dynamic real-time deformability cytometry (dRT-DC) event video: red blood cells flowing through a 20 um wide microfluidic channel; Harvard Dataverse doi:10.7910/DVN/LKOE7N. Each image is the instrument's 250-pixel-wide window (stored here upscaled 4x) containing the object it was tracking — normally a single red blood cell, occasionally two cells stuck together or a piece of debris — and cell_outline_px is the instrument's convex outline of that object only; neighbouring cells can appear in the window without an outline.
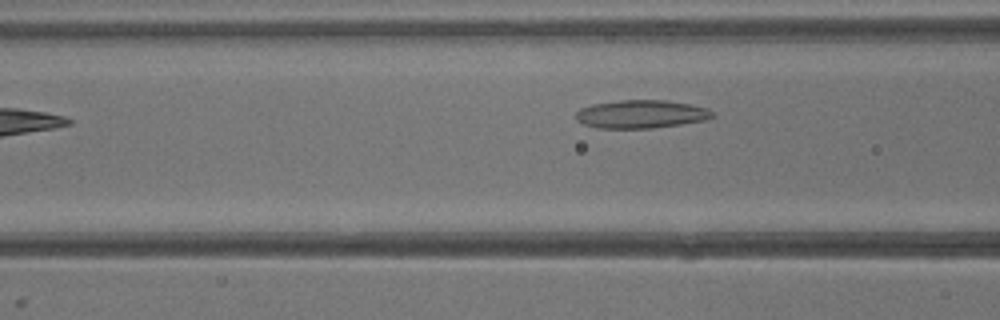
{"species": "common noctule bat (a hibernating species)", "species_latin": "Nyctalus noctula", "temperature_condition": "warm", "stored_images_in_passage": 3, "camera_frame_rate_fps": 3000, "um_per_image_px": 0.085, "animal": {"sex": "male", "body_mass_g": 13.3}, "frame": {"image": 1, "passage_image": 3, "time_ms": 3.0, "image_size_px": [1000, 320], "cell_outline_px": [[716, 116], [708, 120], [652, 128], [596, 128], [584, 124], [576, 120], [576, 112], [580, 108], [592, 104], [620, 100], [668, 100], [708, 108]], "centroid_in_image_um": [54.5, 9.7], "position_along_channel_um": 112.1, "area_um2": 22.54}}